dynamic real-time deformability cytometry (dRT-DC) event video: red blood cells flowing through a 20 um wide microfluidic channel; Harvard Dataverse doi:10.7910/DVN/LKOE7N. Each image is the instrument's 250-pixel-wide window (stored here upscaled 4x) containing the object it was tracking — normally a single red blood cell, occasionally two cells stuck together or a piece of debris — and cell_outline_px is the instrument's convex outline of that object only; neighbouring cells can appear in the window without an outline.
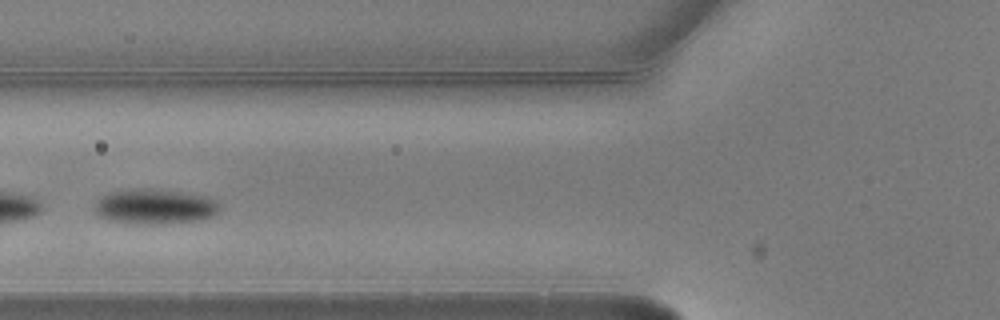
{"species": "common noctule bat (a hibernating species)", "species_latin": "Nyctalus noctula", "temperature_condition": "warm", "stored_images_in_passage": 8, "camera_frame_rate_fps": 3000, "um_per_image_px": 0.085, "animal": {"sex": "male", "body_mass_g": 20.5, "forearm_length_mm": 52.5}, "frame": {"image": 1, "passage_image": 4, "time_ms": 1.0, "image_size_px": [1000, 320], "cell_outline_px": [[220, 212], [216, 216], [200, 220], [172, 224], [132, 224], [104, 220], [92, 212], [92, 208], [96, 200], [100, 196], [108, 192], [128, 188], [160, 188], [208, 196], [216, 200], [220, 208]], "centroid_in_image_um": [13.12, 17.56], "position_along_channel_um": 112.7, "area_um2": 26.99}}
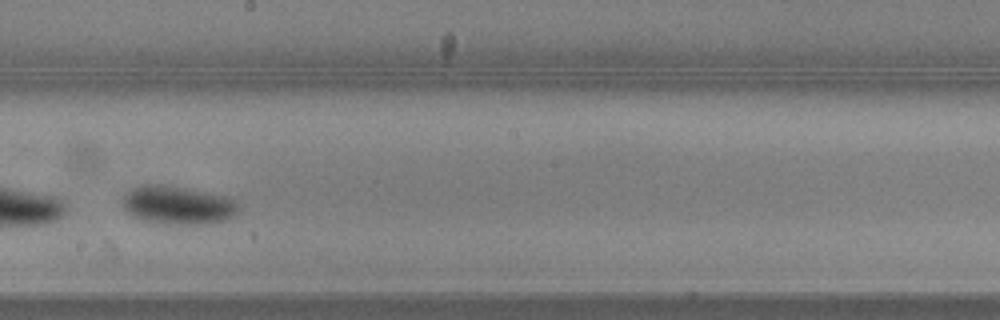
{"frame": {"image": 2, "passage_image": 7, "time_ms": 2.0, "image_size_px": [1000, 320], "cell_outline_px": [[240, 212], [224, 220], [208, 224], [168, 224], [144, 220], [124, 212], [120, 204], [124, 196], [132, 188], [144, 184], [156, 184], [184, 188], [228, 196], [236, 200], [240, 204]], "centroid_in_image_um": [15.13, 17.44], "position_along_channel_um": 233.1, "area_um2": 26.18}}